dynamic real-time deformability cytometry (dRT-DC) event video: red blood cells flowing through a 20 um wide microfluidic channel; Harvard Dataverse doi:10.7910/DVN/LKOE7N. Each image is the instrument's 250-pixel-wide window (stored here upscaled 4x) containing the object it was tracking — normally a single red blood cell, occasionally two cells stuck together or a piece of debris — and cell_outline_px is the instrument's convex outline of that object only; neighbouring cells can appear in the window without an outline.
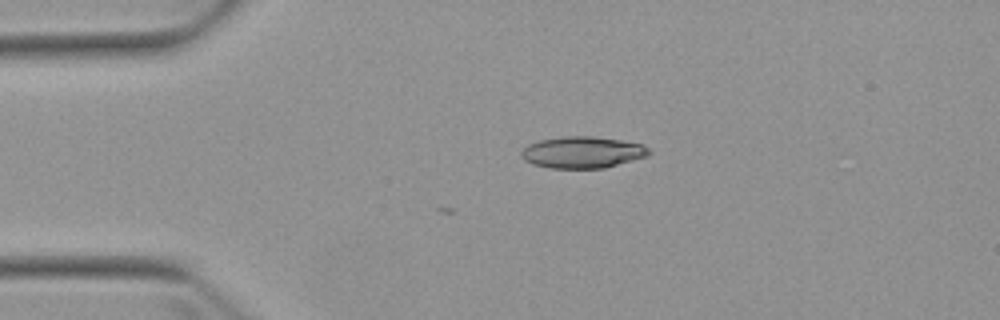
{"species": "Egyptian fruit bat (a non-hibernating species)", "species_latin": "Rousettus aegyptiacus", "temperature_condition": "warm", "stored_images_in_passage": 4, "camera_frame_rate_fps": 3000, "um_per_image_px": 0.085, "animal": {"sex": "female"}, "frame": {"image": 1, "passage_image": 3, "time_ms": 3.0, "image_size_px": [1000, 320], "cell_outline_px": [[652, 152], [648, 156], [604, 168], [548, 168], [532, 164], [524, 160], [520, 156], [520, 152], [528, 144], [540, 140], [560, 136], [592, 136], [620, 140], [644, 144]], "centroid_in_image_um": [49.5, 12.94], "position_along_channel_um": 35.5, "area_um2": 23.7}}